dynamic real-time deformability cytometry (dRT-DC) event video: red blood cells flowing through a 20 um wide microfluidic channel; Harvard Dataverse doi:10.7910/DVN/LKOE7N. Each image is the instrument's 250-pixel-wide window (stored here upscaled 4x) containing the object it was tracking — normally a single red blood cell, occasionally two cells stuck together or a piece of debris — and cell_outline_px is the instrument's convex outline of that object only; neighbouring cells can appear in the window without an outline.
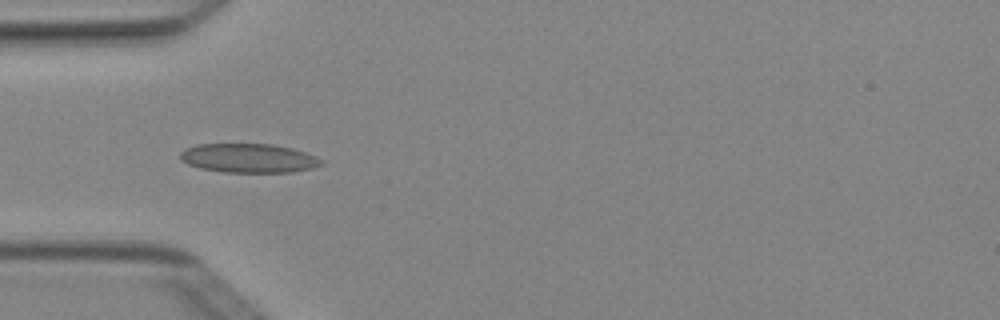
{"species": "Egyptian fruit bat (a non-hibernating species)", "species_latin": "Rousettus aegyptiacus", "temperature_condition": "cold", "stored_images_in_passage": 6, "camera_frame_rate_fps": 3000, "um_per_image_px": 0.085, "animal": {"sex": "female"}, "frame": {"image": 1, "passage_image": 4, "time_ms": 1.0, "image_size_px": [1000, 320], "cell_outline_px": [[324, 164], [312, 168], [292, 172], [224, 172], [200, 168], [188, 164], [180, 160], [180, 152], [184, 148], [196, 144], [272, 144], [292, 148], [316, 156], [324, 160]], "centroid_in_image_um": [21.13, 13.44], "position_along_channel_um": 63.9, "area_um2": 24.04}}
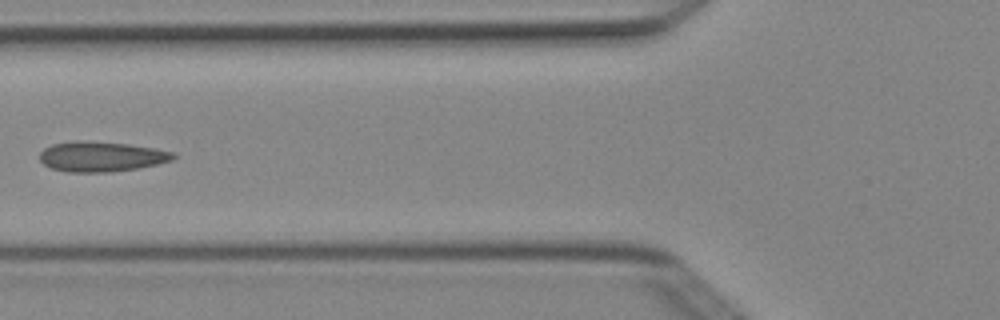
{"frame": {"image": 2, "passage_image": 5, "time_ms": 1.333, "image_size_px": [1000, 320], "cell_outline_px": [[176, 156], [172, 160], [156, 164], [136, 168], [112, 172], [68, 172], [52, 168], [44, 164], [40, 160], [40, 152], [44, 148], [52, 144], [76, 140], [84, 140], [128, 144], [152, 148], [172, 152]], "centroid_in_image_um": [8.57, 13.3], "position_along_channel_um": 117.2, "area_um2": 23.29}}
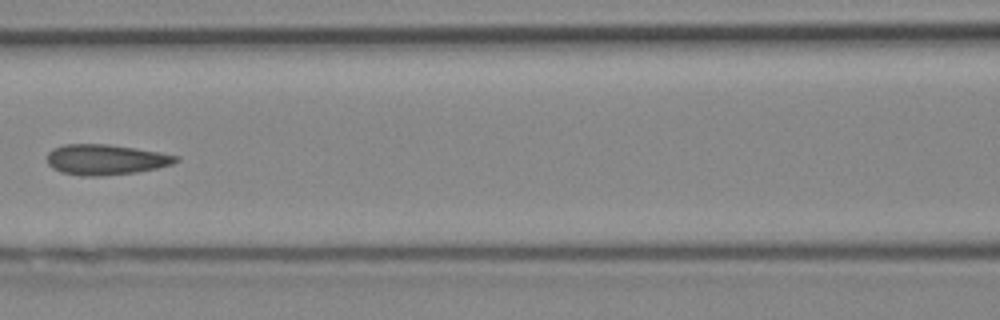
{"frame": {"image": 3, "passage_image": 6, "time_ms": 1.667, "image_size_px": [1000, 320], "cell_outline_px": [[180, 160], [172, 164], [156, 168], [136, 172], [104, 176], [80, 176], [60, 172], [52, 168], [48, 164], [48, 152], [52, 148], [64, 144], [108, 144], [180, 156]], "centroid_in_image_um": [8.95, 13.57], "position_along_channel_um": 157.7, "area_um2": 22.83}}